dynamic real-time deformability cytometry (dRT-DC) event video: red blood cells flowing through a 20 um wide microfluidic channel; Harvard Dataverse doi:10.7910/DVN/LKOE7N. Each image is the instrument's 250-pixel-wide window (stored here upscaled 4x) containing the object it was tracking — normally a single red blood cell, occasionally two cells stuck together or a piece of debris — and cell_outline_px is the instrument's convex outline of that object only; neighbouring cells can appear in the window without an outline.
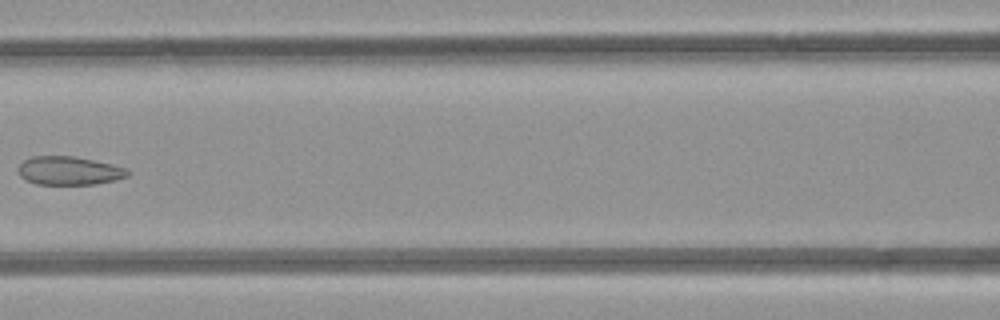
{"species": "common noctule bat (a hibernating species)", "species_latin": "Nyctalus noctula", "temperature_condition": "room temperature", "stored_images_in_passage": 6, "camera_frame_rate_fps": 3000, "um_per_image_px": 0.085, "animal": {"sex": "female", "body_mass_g": 21.9}, "frame": {"image": 1, "passage_image": 6, "time_ms": 6.667, "image_size_px": [1000, 320], "cell_outline_px": [[128, 176], [116, 180], [96, 184], [36, 184], [24, 180], [20, 176], [20, 164], [24, 160], [32, 156], [72, 156], [112, 164], [124, 168], [128, 172]], "centroid_in_image_um": [5.85, 14.51], "position_along_channel_um": 160.7, "area_um2": 17.98}}